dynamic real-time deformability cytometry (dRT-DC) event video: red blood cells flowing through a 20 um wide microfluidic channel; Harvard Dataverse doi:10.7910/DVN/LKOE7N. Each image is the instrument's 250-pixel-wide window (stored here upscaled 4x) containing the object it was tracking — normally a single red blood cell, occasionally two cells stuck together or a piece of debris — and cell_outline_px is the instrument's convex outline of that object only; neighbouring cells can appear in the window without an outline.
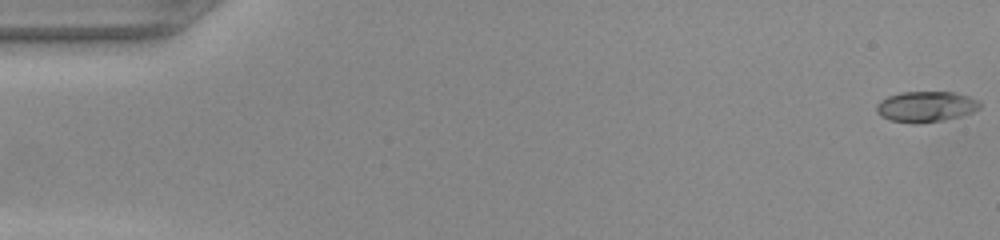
{"species": "common noctule bat (a hibernating species)", "species_latin": "Nyctalus noctula", "temperature_condition": "warm", "stored_images_in_passage": 50, "camera_frame_rate_fps": 3000, "um_per_image_px": 0.085, "animal": {"sex": "female", "body_mass_g": 22.0, "forearm_length_mm": 56.7}, "frame": {"image": 1, "passage_image": 1, "time_ms": 0.0, "image_size_px": [1000, 240], "cell_outline_px": [[980, 108], [972, 112], [960, 116], [940, 120], [892, 120], [880, 116], [876, 112], [876, 104], [880, 100], [888, 96], [900, 92], [952, 92], [968, 96], [976, 100], [980, 104]], "centroid_in_image_um": [78.68, 9.01], "position_along_channel_um": 6.3, "area_um2": 17.63}}
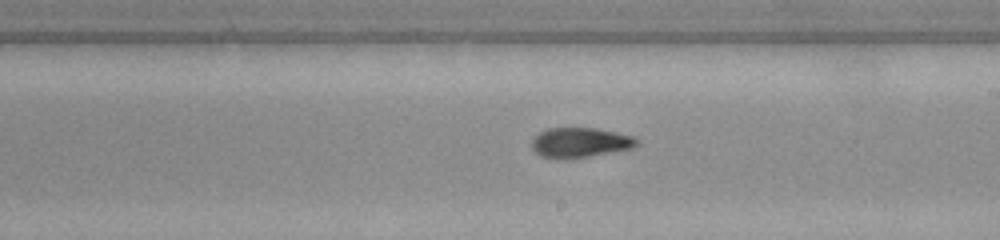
{"frame": {"image": 2, "passage_image": 29, "time_ms": 9.333, "image_size_px": [1000, 240], "cell_outline_px": [[640, 144], [632, 148], [588, 156], [564, 160], [540, 156], [532, 148], [532, 140], [540, 132], [548, 128], [596, 128], [616, 132], [632, 136], [640, 140]], "centroid_in_image_um": [49.32, 12.12], "position_along_channel_um": 239.7, "area_um2": 18.32}}
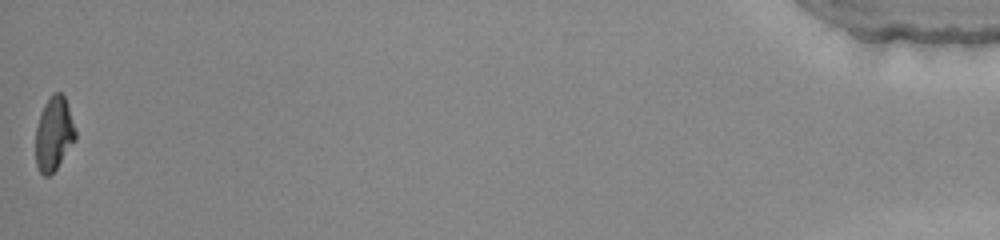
{"frame": {"image": 3, "passage_image": 50, "time_ms": 16.333, "image_size_px": [1000, 240], "cell_outline_px": [[76, 140], [56, 168], [48, 176], [44, 176], [40, 172], [36, 164], [36, 128], [40, 112], [44, 104], [52, 92], [60, 92], [64, 96], [76, 132]], "centroid_in_image_um": [4.57, 11.36], "position_along_channel_um": 430.6, "area_um2": 16.99}}